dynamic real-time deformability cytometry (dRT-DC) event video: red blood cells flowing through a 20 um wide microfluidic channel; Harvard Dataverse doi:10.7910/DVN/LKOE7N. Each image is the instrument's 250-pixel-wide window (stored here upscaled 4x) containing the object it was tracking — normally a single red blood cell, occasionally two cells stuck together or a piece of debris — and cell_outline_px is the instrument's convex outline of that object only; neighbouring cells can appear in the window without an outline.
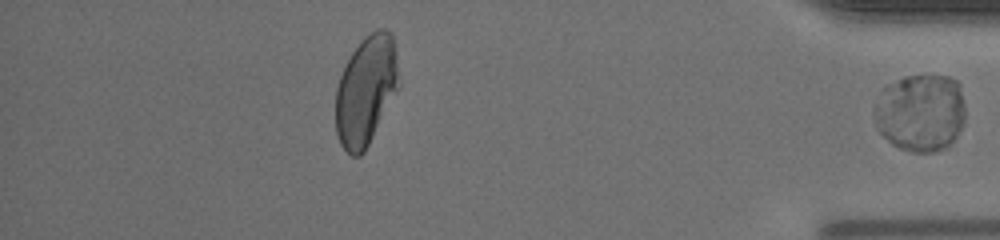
{"species": "human", "species_latin": "Homo sapiens", "temperature_condition": "warm", "stored_images_in_passage": 38, "segment_of_instrument_passage": [2, 2], "camera_frame_rate_fps": 3000, "um_per_image_px": 0.085, "donor": {"sex": "male"}, "frame": {"image": 1, "passage_image": 38, "time_ms": 12.333, "image_size_px": [1000, 240], "cell_outline_px": [[964, 120], [956, 136], [948, 148], [936, 152], [912, 152], [900, 148], [892, 144], [880, 132], [876, 124], [876, 108], [880, 92], [888, 84], [904, 76], [948, 76], [956, 80], [960, 84], [964, 104]], "centroid_in_image_um": [78.28, 9.58], "position_along_channel_um": 356.9, "area_um2": 41.1}}